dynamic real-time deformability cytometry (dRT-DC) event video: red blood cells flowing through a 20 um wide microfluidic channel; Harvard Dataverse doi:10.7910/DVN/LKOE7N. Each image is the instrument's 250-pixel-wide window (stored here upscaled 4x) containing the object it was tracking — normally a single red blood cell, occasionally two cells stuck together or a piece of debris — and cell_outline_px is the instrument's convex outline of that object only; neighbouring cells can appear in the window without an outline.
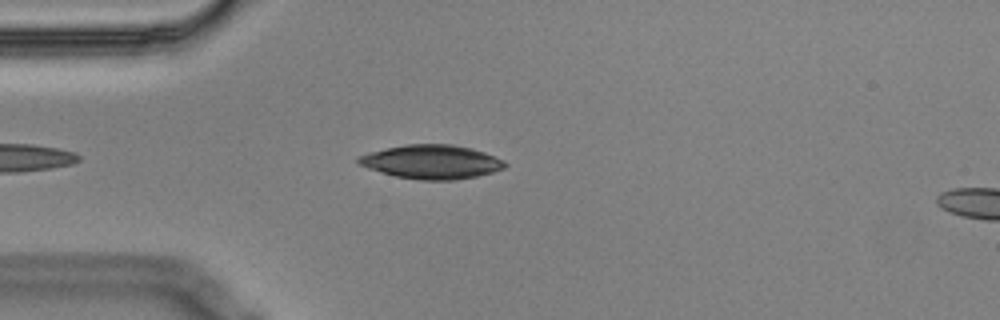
{"species": "Egyptian fruit bat (a non-hibernating species)", "species_latin": "Rousettus aegyptiacus", "temperature_condition": "cold", "stored_images_in_passage": 3, "segment_of_instrument_passage": [1, 2], "camera_frame_rate_fps": 3000, "um_per_image_px": 0.085, "animal": {"sex": "male"}, "frame": {"image": 1, "passage_image": 2, "time_ms": 0.333, "image_size_px": [1000, 320], "cell_outline_px": [[508, 164], [504, 168], [492, 172], [476, 176], [456, 180], [420, 180], [396, 176], [368, 168], [360, 164], [356, 160], [356, 156], [368, 152], [408, 144], [452, 144], [472, 148], [484, 152], [504, 160]], "centroid_in_image_um": [36.69, 13.75], "position_along_channel_um": 48.3, "area_um2": 28.9}}